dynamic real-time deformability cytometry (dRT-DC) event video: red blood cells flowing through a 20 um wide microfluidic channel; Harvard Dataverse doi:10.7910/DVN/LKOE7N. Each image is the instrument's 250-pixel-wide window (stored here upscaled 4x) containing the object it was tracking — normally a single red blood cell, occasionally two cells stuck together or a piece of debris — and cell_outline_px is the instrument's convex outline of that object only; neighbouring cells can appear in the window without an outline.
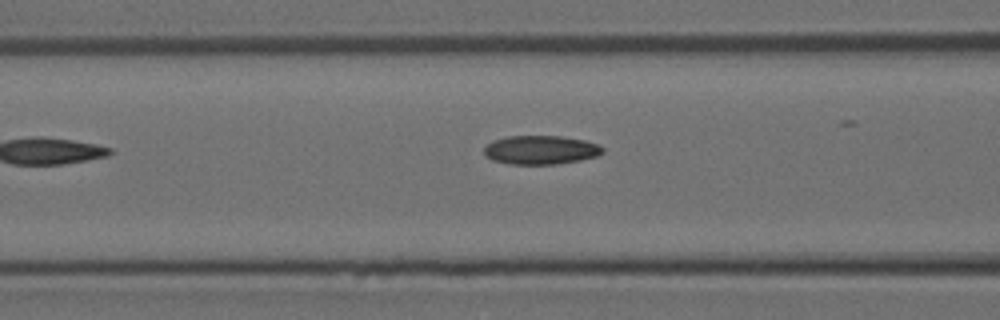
{"species": "Egyptian fruit bat (a non-hibernating species)", "species_latin": "Rousettus aegyptiacus", "temperature_condition": "room temperature", "stored_images_in_passage": 6, "camera_frame_rate_fps": 3000, "um_per_image_px": 0.085, "animal": {"sex": "female"}, "frame": {"image": 1, "passage_image": 6, "time_ms": 1.667, "image_size_px": [1000, 320], "cell_outline_px": [[604, 152], [596, 156], [580, 160], [556, 164], [512, 164], [492, 160], [484, 156], [484, 148], [492, 140], [508, 136], [560, 136], [584, 140], [600, 144], [604, 148]], "centroid_in_image_um": [45.96, 12.74], "position_along_channel_um": 120.6, "area_um2": 20.0}}